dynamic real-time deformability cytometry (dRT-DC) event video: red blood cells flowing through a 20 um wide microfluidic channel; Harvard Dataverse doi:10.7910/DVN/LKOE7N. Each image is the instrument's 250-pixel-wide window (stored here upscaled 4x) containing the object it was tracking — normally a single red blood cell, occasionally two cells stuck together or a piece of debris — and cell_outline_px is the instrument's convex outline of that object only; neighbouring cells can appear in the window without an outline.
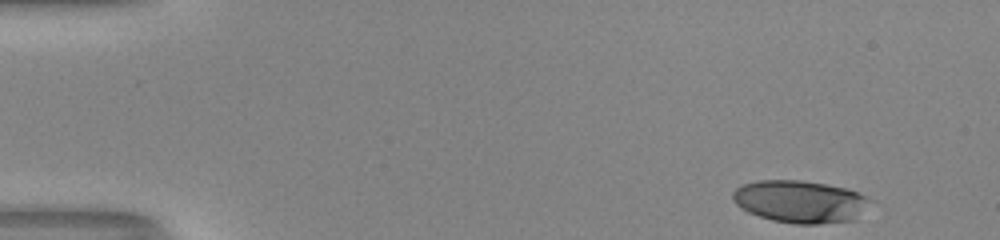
{"species": "human", "species_latin": "Homo sapiens", "temperature_condition": "room temperature", "stored_images_in_passage": 43, "camera_frame_rate_fps": 3000, "um_per_image_px": 0.085, "donor": {"sex": "male"}, "frame": {"image": 1, "passage_image": 1, "time_ms": 0.0, "image_size_px": [1000, 240], "cell_outline_px": [[872, 200], [856, 220], [816, 224], [796, 224], [772, 220], [748, 212], [740, 208], [732, 200], [732, 192], [736, 188], [744, 184], [760, 180], [800, 180], [824, 184], [844, 188], [856, 192]], "centroid_in_image_um": [67.99, 17.14], "position_along_channel_um": 17.0, "area_um2": 33.81}}
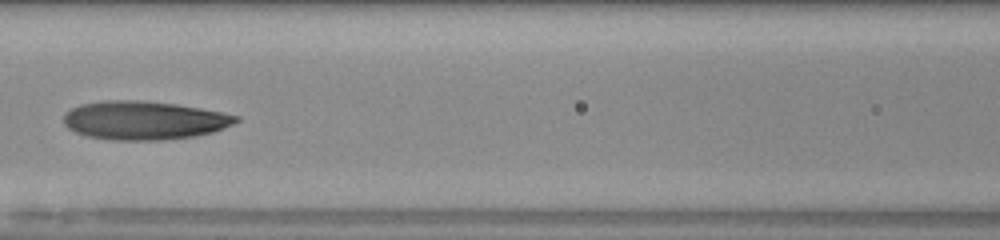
{"frame": {"image": 2, "passage_image": 21, "time_ms": 6.667, "image_size_px": [1000, 240], "cell_outline_px": [[240, 120], [224, 128], [212, 132], [196, 136], [164, 140], [112, 140], [88, 136], [76, 132], [68, 128], [64, 124], [64, 112], [80, 104], [104, 100], [140, 100], [176, 104], [200, 108], [240, 116]], "centroid_in_image_um": [12.24, 10.23], "position_along_channel_um": 154.4, "area_um2": 38.84}}
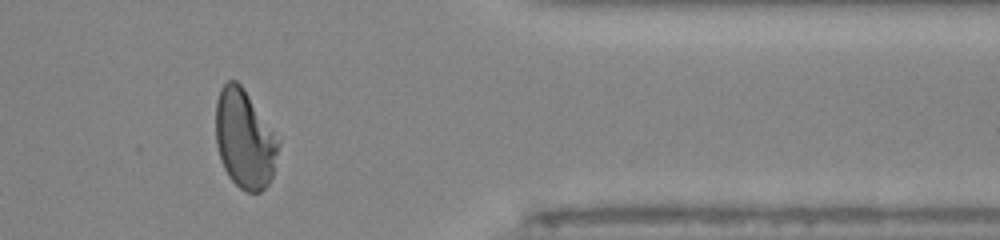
{"frame": {"image": 3, "passage_image": 40, "time_ms": 13.0, "image_size_px": [1000, 240], "cell_outline_px": [[280, 144], [272, 176], [268, 184], [260, 192], [244, 192], [228, 176], [220, 160], [216, 144], [216, 100], [220, 88], [228, 80], [236, 80], [244, 88], [280, 140]], "centroid_in_image_um": [20.78, 11.82], "position_along_channel_um": 390.6, "area_um2": 36.18}, "authors_computed_cell_mechanics": {"area_um2": 36.5296, "velocity_mm_per_s": 4.0195, "shape_relaxation_time_tau1_ms": 6.66, "shape_relaxation_time_tau2_ms": 1.4549, "deformation_change_tau1": 0.2593, "deformation_change_tau2": 0.0819}}